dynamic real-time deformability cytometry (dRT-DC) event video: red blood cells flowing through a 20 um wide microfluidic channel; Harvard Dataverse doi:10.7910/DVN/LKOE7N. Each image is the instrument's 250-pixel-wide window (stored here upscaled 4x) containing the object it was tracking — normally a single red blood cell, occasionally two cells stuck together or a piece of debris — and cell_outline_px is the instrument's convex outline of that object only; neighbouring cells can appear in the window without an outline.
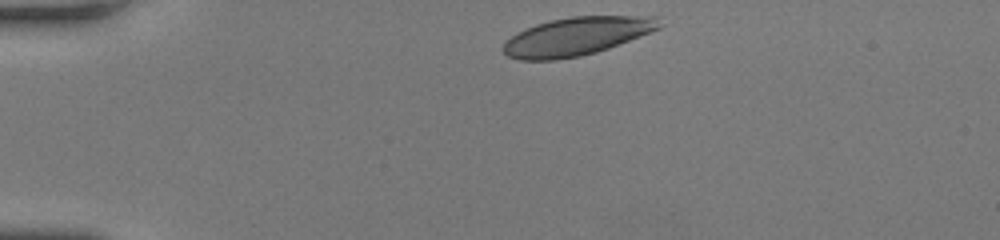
{"species": "human", "species_latin": "Homo sapiens", "temperature_condition": "room temperature", "stored_images_in_passage": 35, "camera_frame_rate_fps": 3000, "um_per_image_px": 0.085, "donor": {"sex": "female"}, "frame": {"image": 1, "passage_image": 1, "time_ms": 0.0, "image_size_px": [1000, 240], "cell_outline_px": [[664, 24], [660, 28], [640, 36], [608, 48], [596, 52], [580, 56], [556, 60], [520, 60], [508, 56], [500, 48], [512, 36], [536, 24], [552, 20], [572, 16], [660, 16]], "centroid_in_image_um": [49.06, 3.08], "position_along_channel_um": 35.9, "area_um2": 34.62}}
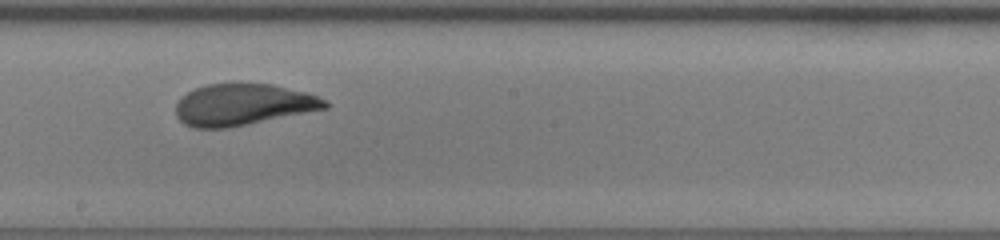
{"frame": {"image": 2, "passage_image": 20, "time_ms": 6.333, "image_size_px": [1000, 240], "cell_outline_px": [[328, 108], [228, 128], [192, 128], [184, 124], [176, 116], [176, 104], [180, 96], [196, 88], [208, 84], [272, 84], [308, 92], [324, 100], [328, 104]], "centroid_in_image_um": [20.62, 8.9], "position_along_channel_um": 227.6, "area_um2": 36.01}}
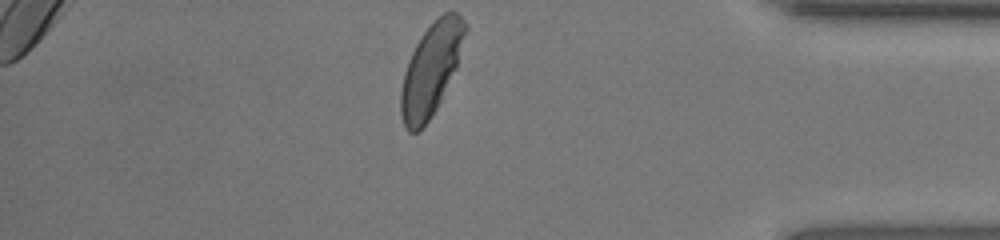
{"frame": {"image": 3, "passage_image": 35, "time_ms": 11.333, "image_size_px": [1000, 240], "cell_outline_px": [[468, 28], [456, 68], [436, 108], [428, 120], [416, 132], [408, 132], [404, 128], [400, 116], [400, 88], [404, 72], [408, 60], [420, 36], [444, 12], [456, 12], [464, 20]], "centroid_in_image_um": [36.62, 5.9], "position_along_channel_um": 398.6, "area_um2": 34.1}, "authors_computed_cell_mechanics": {"area_um2": 36.4718, "velocity_mm_per_s": 3.9591, "shape_relaxation_time_tau1_ms": 5.1077, "shape_relaxation_time_tau2_ms": 0.7303, "deformation_change_tau1": 0.2015, "deformation_change_tau2": 0.055}}